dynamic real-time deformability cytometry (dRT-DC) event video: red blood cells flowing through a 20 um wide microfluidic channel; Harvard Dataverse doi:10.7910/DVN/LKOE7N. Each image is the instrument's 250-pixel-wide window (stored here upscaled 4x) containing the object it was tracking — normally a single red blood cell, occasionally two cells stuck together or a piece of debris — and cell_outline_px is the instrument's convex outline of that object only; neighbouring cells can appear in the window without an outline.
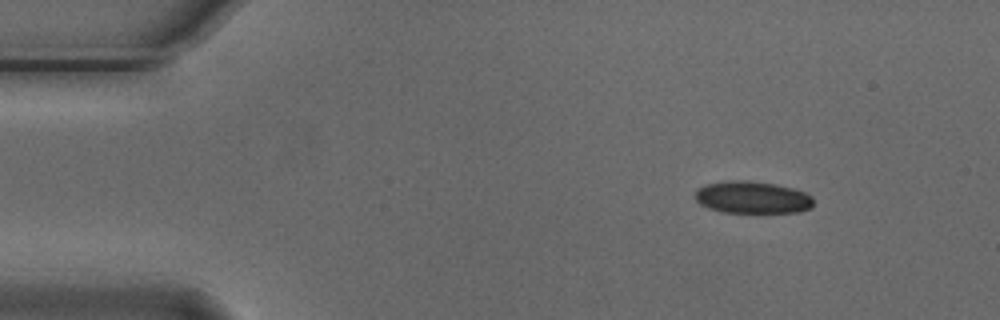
{"species": "Egyptian fruit bat (a non-hibernating species)", "species_latin": "Rousettus aegyptiacus", "temperature_condition": "cold", "stored_images_in_passage": 3, "camera_frame_rate_fps": 3000, "um_per_image_px": 0.085, "animal": {"sex": "male"}, "frame": {"image": 1, "passage_image": 1, "time_ms": 0.0, "image_size_px": [1000, 320], "cell_outline_px": [[812, 208], [800, 212], [724, 212], [708, 208], [700, 204], [696, 200], [696, 188], [704, 184], [728, 180], [748, 180], [776, 184], [792, 188], [804, 192], [812, 196]], "centroid_in_image_um": [63.93, 16.77], "position_along_channel_um": 21.1, "area_um2": 22.31}}